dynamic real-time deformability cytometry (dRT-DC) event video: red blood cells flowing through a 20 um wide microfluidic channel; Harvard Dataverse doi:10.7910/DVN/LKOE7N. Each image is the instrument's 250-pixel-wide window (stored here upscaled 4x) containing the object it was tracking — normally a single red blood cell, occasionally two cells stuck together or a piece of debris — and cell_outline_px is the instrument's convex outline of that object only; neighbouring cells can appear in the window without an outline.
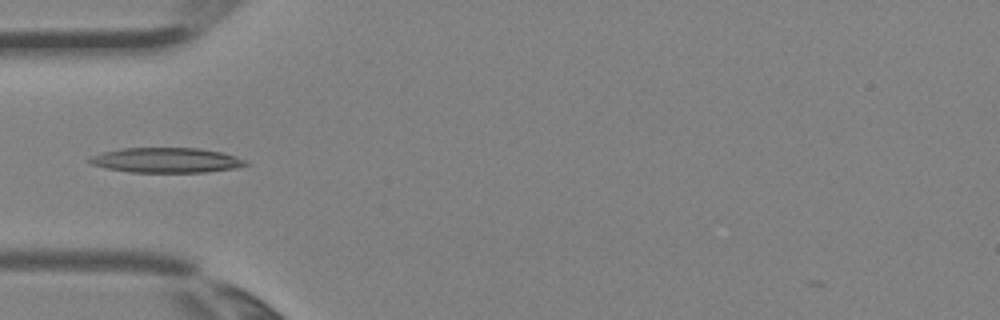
{"species": "Egyptian fruit bat (a non-hibernating species)", "species_latin": "Rousettus aegyptiacus", "temperature_condition": "room temperature", "stored_images_in_passage": 3, "camera_frame_rate_fps": 3000, "um_per_image_px": 0.085, "animal": {"sex": "female"}, "frame": {"image": 1, "passage_image": 3, "time_ms": 0.667, "image_size_px": [1000, 320], "cell_outline_px": [[252, 164], [236, 168], [204, 172], [128, 172], [108, 168], [92, 164], [88, 160], [92, 156], [104, 152], [120, 148], [200, 148], [220, 152], [236, 156]], "centroid_in_image_um": [14.18, 13.62], "position_along_channel_um": 70.8, "area_um2": 22.6}}